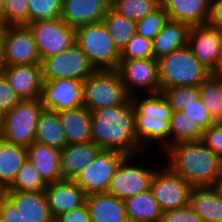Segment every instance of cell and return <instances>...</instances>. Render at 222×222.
<instances>
[{
  "label": "cell",
  "instance_id": "1",
  "mask_svg": "<svg viewBox=\"0 0 222 222\" xmlns=\"http://www.w3.org/2000/svg\"><path fill=\"white\" fill-rule=\"evenodd\" d=\"M91 141L102 150L146 156L135 138L134 106L130 99L125 104L91 112Z\"/></svg>",
  "mask_w": 222,
  "mask_h": 222
},
{
  "label": "cell",
  "instance_id": "2",
  "mask_svg": "<svg viewBox=\"0 0 222 222\" xmlns=\"http://www.w3.org/2000/svg\"><path fill=\"white\" fill-rule=\"evenodd\" d=\"M167 165L191 187L214 186L222 172V158L200 142H182L165 151Z\"/></svg>",
  "mask_w": 222,
  "mask_h": 222
},
{
  "label": "cell",
  "instance_id": "3",
  "mask_svg": "<svg viewBox=\"0 0 222 222\" xmlns=\"http://www.w3.org/2000/svg\"><path fill=\"white\" fill-rule=\"evenodd\" d=\"M131 96L135 116V138L143 152L147 153L152 142L165 151L170 147V120L172 107L161 92ZM141 99V100H140Z\"/></svg>",
  "mask_w": 222,
  "mask_h": 222
},
{
  "label": "cell",
  "instance_id": "4",
  "mask_svg": "<svg viewBox=\"0 0 222 222\" xmlns=\"http://www.w3.org/2000/svg\"><path fill=\"white\" fill-rule=\"evenodd\" d=\"M158 62L161 91L172 87H198L212 74L193 55L188 45L163 56Z\"/></svg>",
  "mask_w": 222,
  "mask_h": 222
},
{
  "label": "cell",
  "instance_id": "5",
  "mask_svg": "<svg viewBox=\"0 0 222 222\" xmlns=\"http://www.w3.org/2000/svg\"><path fill=\"white\" fill-rule=\"evenodd\" d=\"M75 43L82 49L95 70H116L120 51L104 22L75 28Z\"/></svg>",
  "mask_w": 222,
  "mask_h": 222
},
{
  "label": "cell",
  "instance_id": "6",
  "mask_svg": "<svg viewBox=\"0 0 222 222\" xmlns=\"http://www.w3.org/2000/svg\"><path fill=\"white\" fill-rule=\"evenodd\" d=\"M43 109L41 98L21 100L0 118L1 138L23 147L33 144L38 119Z\"/></svg>",
  "mask_w": 222,
  "mask_h": 222
},
{
  "label": "cell",
  "instance_id": "7",
  "mask_svg": "<svg viewBox=\"0 0 222 222\" xmlns=\"http://www.w3.org/2000/svg\"><path fill=\"white\" fill-rule=\"evenodd\" d=\"M83 106L89 111L125 104L127 93L117 70H95L83 81Z\"/></svg>",
  "mask_w": 222,
  "mask_h": 222
},
{
  "label": "cell",
  "instance_id": "8",
  "mask_svg": "<svg viewBox=\"0 0 222 222\" xmlns=\"http://www.w3.org/2000/svg\"><path fill=\"white\" fill-rule=\"evenodd\" d=\"M139 157H141L140 154L138 158L137 156L136 158L135 156H126L121 161L115 174L111 178L107 193H110L121 200H125L139 193L150 190L151 181L156 168H150L147 165L145 167L143 164L144 161L140 163L139 160H137ZM131 159L133 161H131Z\"/></svg>",
  "mask_w": 222,
  "mask_h": 222
},
{
  "label": "cell",
  "instance_id": "9",
  "mask_svg": "<svg viewBox=\"0 0 222 222\" xmlns=\"http://www.w3.org/2000/svg\"><path fill=\"white\" fill-rule=\"evenodd\" d=\"M43 81L74 79L84 81L95 69L82 49L74 43L69 49L41 60Z\"/></svg>",
  "mask_w": 222,
  "mask_h": 222
},
{
  "label": "cell",
  "instance_id": "10",
  "mask_svg": "<svg viewBox=\"0 0 222 222\" xmlns=\"http://www.w3.org/2000/svg\"><path fill=\"white\" fill-rule=\"evenodd\" d=\"M34 37L41 60L69 49L75 43V28L61 18L26 25Z\"/></svg>",
  "mask_w": 222,
  "mask_h": 222
},
{
  "label": "cell",
  "instance_id": "11",
  "mask_svg": "<svg viewBox=\"0 0 222 222\" xmlns=\"http://www.w3.org/2000/svg\"><path fill=\"white\" fill-rule=\"evenodd\" d=\"M116 70L130 96L140 91L145 94L161 92L159 62L155 58L120 59Z\"/></svg>",
  "mask_w": 222,
  "mask_h": 222
},
{
  "label": "cell",
  "instance_id": "12",
  "mask_svg": "<svg viewBox=\"0 0 222 222\" xmlns=\"http://www.w3.org/2000/svg\"><path fill=\"white\" fill-rule=\"evenodd\" d=\"M2 64L3 66L41 64L34 37L26 25L4 26Z\"/></svg>",
  "mask_w": 222,
  "mask_h": 222
},
{
  "label": "cell",
  "instance_id": "13",
  "mask_svg": "<svg viewBox=\"0 0 222 222\" xmlns=\"http://www.w3.org/2000/svg\"><path fill=\"white\" fill-rule=\"evenodd\" d=\"M125 154L113 150H101L91 164H88L74 182L86 195L107 192L111 178Z\"/></svg>",
  "mask_w": 222,
  "mask_h": 222
},
{
  "label": "cell",
  "instance_id": "14",
  "mask_svg": "<svg viewBox=\"0 0 222 222\" xmlns=\"http://www.w3.org/2000/svg\"><path fill=\"white\" fill-rule=\"evenodd\" d=\"M156 167L151 181V191L161 211L188 205L191 186L167 165Z\"/></svg>",
  "mask_w": 222,
  "mask_h": 222
},
{
  "label": "cell",
  "instance_id": "15",
  "mask_svg": "<svg viewBox=\"0 0 222 222\" xmlns=\"http://www.w3.org/2000/svg\"><path fill=\"white\" fill-rule=\"evenodd\" d=\"M41 102L44 109L56 112L83 107V81L74 79L43 81Z\"/></svg>",
  "mask_w": 222,
  "mask_h": 222
},
{
  "label": "cell",
  "instance_id": "16",
  "mask_svg": "<svg viewBox=\"0 0 222 222\" xmlns=\"http://www.w3.org/2000/svg\"><path fill=\"white\" fill-rule=\"evenodd\" d=\"M188 46L193 55L211 73H222V49L214 26L203 24L191 27Z\"/></svg>",
  "mask_w": 222,
  "mask_h": 222
},
{
  "label": "cell",
  "instance_id": "17",
  "mask_svg": "<svg viewBox=\"0 0 222 222\" xmlns=\"http://www.w3.org/2000/svg\"><path fill=\"white\" fill-rule=\"evenodd\" d=\"M1 72L21 100L41 98L43 86L41 64L3 66Z\"/></svg>",
  "mask_w": 222,
  "mask_h": 222
},
{
  "label": "cell",
  "instance_id": "18",
  "mask_svg": "<svg viewBox=\"0 0 222 222\" xmlns=\"http://www.w3.org/2000/svg\"><path fill=\"white\" fill-rule=\"evenodd\" d=\"M111 0H63L60 18L71 27L102 22Z\"/></svg>",
  "mask_w": 222,
  "mask_h": 222
},
{
  "label": "cell",
  "instance_id": "19",
  "mask_svg": "<svg viewBox=\"0 0 222 222\" xmlns=\"http://www.w3.org/2000/svg\"><path fill=\"white\" fill-rule=\"evenodd\" d=\"M44 192L54 219L62 213L82 206L86 199L84 191L71 180L49 183Z\"/></svg>",
  "mask_w": 222,
  "mask_h": 222
},
{
  "label": "cell",
  "instance_id": "20",
  "mask_svg": "<svg viewBox=\"0 0 222 222\" xmlns=\"http://www.w3.org/2000/svg\"><path fill=\"white\" fill-rule=\"evenodd\" d=\"M101 150L92 141L67 144L60 152L61 180L74 181L81 171L93 162Z\"/></svg>",
  "mask_w": 222,
  "mask_h": 222
},
{
  "label": "cell",
  "instance_id": "21",
  "mask_svg": "<svg viewBox=\"0 0 222 222\" xmlns=\"http://www.w3.org/2000/svg\"><path fill=\"white\" fill-rule=\"evenodd\" d=\"M26 222H52L54 220L44 191H3Z\"/></svg>",
  "mask_w": 222,
  "mask_h": 222
},
{
  "label": "cell",
  "instance_id": "22",
  "mask_svg": "<svg viewBox=\"0 0 222 222\" xmlns=\"http://www.w3.org/2000/svg\"><path fill=\"white\" fill-rule=\"evenodd\" d=\"M91 222H128L124 200L107 193L86 195Z\"/></svg>",
  "mask_w": 222,
  "mask_h": 222
},
{
  "label": "cell",
  "instance_id": "23",
  "mask_svg": "<svg viewBox=\"0 0 222 222\" xmlns=\"http://www.w3.org/2000/svg\"><path fill=\"white\" fill-rule=\"evenodd\" d=\"M26 151L27 160L34 164L47 184L61 181L60 149L34 142Z\"/></svg>",
  "mask_w": 222,
  "mask_h": 222
},
{
  "label": "cell",
  "instance_id": "24",
  "mask_svg": "<svg viewBox=\"0 0 222 222\" xmlns=\"http://www.w3.org/2000/svg\"><path fill=\"white\" fill-rule=\"evenodd\" d=\"M57 113L67 144L91 141V111L83 106Z\"/></svg>",
  "mask_w": 222,
  "mask_h": 222
},
{
  "label": "cell",
  "instance_id": "25",
  "mask_svg": "<svg viewBox=\"0 0 222 222\" xmlns=\"http://www.w3.org/2000/svg\"><path fill=\"white\" fill-rule=\"evenodd\" d=\"M188 204L202 222H222V197L213 186L192 187Z\"/></svg>",
  "mask_w": 222,
  "mask_h": 222
},
{
  "label": "cell",
  "instance_id": "26",
  "mask_svg": "<svg viewBox=\"0 0 222 222\" xmlns=\"http://www.w3.org/2000/svg\"><path fill=\"white\" fill-rule=\"evenodd\" d=\"M190 28L187 24L168 19L152 40L154 58L159 60L172 51L188 45Z\"/></svg>",
  "mask_w": 222,
  "mask_h": 222
},
{
  "label": "cell",
  "instance_id": "27",
  "mask_svg": "<svg viewBox=\"0 0 222 222\" xmlns=\"http://www.w3.org/2000/svg\"><path fill=\"white\" fill-rule=\"evenodd\" d=\"M165 11L170 20L190 27L207 24L210 13V0H173Z\"/></svg>",
  "mask_w": 222,
  "mask_h": 222
},
{
  "label": "cell",
  "instance_id": "28",
  "mask_svg": "<svg viewBox=\"0 0 222 222\" xmlns=\"http://www.w3.org/2000/svg\"><path fill=\"white\" fill-rule=\"evenodd\" d=\"M27 160L26 147L0 139V192L8 189Z\"/></svg>",
  "mask_w": 222,
  "mask_h": 222
},
{
  "label": "cell",
  "instance_id": "29",
  "mask_svg": "<svg viewBox=\"0 0 222 222\" xmlns=\"http://www.w3.org/2000/svg\"><path fill=\"white\" fill-rule=\"evenodd\" d=\"M128 222H160L162 211L150 190L124 200Z\"/></svg>",
  "mask_w": 222,
  "mask_h": 222
},
{
  "label": "cell",
  "instance_id": "30",
  "mask_svg": "<svg viewBox=\"0 0 222 222\" xmlns=\"http://www.w3.org/2000/svg\"><path fill=\"white\" fill-rule=\"evenodd\" d=\"M35 142L60 150L67 145V140L56 111L43 109L38 119Z\"/></svg>",
  "mask_w": 222,
  "mask_h": 222
},
{
  "label": "cell",
  "instance_id": "31",
  "mask_svg": "<svg viewBox=\"0 0 222 222\" xmlns=\"http://www.w3.org/2000/svg\"><path fill=\"white\" fill-rule=\"evenodd\" d=\"M204 129L183 111H172L170 120V146L182 142L202 141Z\"/></svg>",
  "mask_w": 222,
  "mask_h": 222
},
{
  "label": "cell",
  "instance_id": "32",
  "mask_svg": "<svg viewBox=\"0 0 222 222\" xmlns=\"http://www.w3.org/2000/svg\"><path fill=\"white\" fill-rule=\"evenodd\" d=\"M198 90L210 116L215 122H222V73H212Z\"/></svg>",
  "mask_w": 222,
  "mask_h": 222
},
{
  "label": "cell",
  "instance_id": "33",
  "mask_svg": "<svg viewBox=\"0 0 222 222\" xmlns=\"http://www.w3.org/2000/svg\"><path fill=\"white\" fill-rule=\"evenodd\" d=\"M103 22L107 26L115 46L121 52L136 33V22L115 12L111 7L105 14Z\"/></svg>",
  "mask_w": 222,
  "mask_h": 222
},
{
  "label": "cell",
  "instance_id": "34",
  "mask_svg": "<svg viewBox=\"0 0 222 222\" xmlns=\"http://www.w3.org/2000/svg\"><path fill=\"white\" fill-rule=\"evenodd\" d=\"M47 187V183L40 176L37 168L26 160L19 169L12 185L4 191H29L41 192Z\"/></svg>",
  "mask_w": 222,
  "mask_h": 222
},
{
  "label": "cell",
  "instance_id": "35",
  "mask_svg": "<svg viewBox=\"0 0 222 222\" xmlns=\"http://www.w3.org/2000/svg\"><path fill=\"white\" fill-rule=\"evenodd\" d=\"M110 7L132 21H139L157 9V0H111Z\"/></svg>",
  "mask_w": 222,
  "mask_h": 222
},
{
  "label": "cell",
  "instance_id": "36",
  "mask_svg": "<svg viewBox=\"0 0 222 222\" xmlns=\"http://www.w3.org/2000/svg\"><path fill=\"white\" fill-rule=\"evenodd\" d=\"M0 24L19 26L29 24L27 0H2L0 3Z\"/></svg>",
  "mask_w": 222,
  "mask_h": 222
},
{
  "label": "cell",
  "instance_id": "37",
  "mask_svg": "<svg viewBox=\"0 0 222 222\" xmlns=\"http://www.w3.org/2000/svg\"><path fill=\"white\" fill-rule=\"evenodd\" d=\"M29 23L60 18L63 0H27Z\"/></svg>",
  "mask_w": 222,
  "mask_h": 222
},
{
  "label": "cell",
  "instance_id": "38",
  "mask_svg": "<svg viewBox=\"0 0 222 222\" xmlns=\"http://www.w3.org/2000/svg\"><path fill=\"white\" fill-rule=\"evenodd\" d=\"M168 19L165 9L158 7L152 13L136 22V34L153 40Z\"/></svg>",
  "mask_w": 222,
  "mask_h": 222
},
{
  "label": "cell",
  "instance_id": "39",
  "mask_svg": "<svg viewBox=\"0 0 222 222\" xmlns=\"http://www.w3.org/2000/svg\"><path fill=\"white\" fill-rule=\"evenodd\" d=\"M173 111H183V107L200 99L197 86L172 87L161 91Z\"/></svg>",
  "mask_w": 222,
  "mask_h": 222
},
{
  "label": "cell",
  "instance_id": "40",
  "mask_svg": "<svg viewBox=\"0 0 222 222\" xmlns=\"http://www.w3.org/2000/svg\"><path fill=\"white\" fill-rule=\"evenodd\" d=\"M154 58L152 40L138 34L127 42L120 52V59H148Z\"/></svg>",
  "mask_w": 222,
  "mask_h": 222
},
{
  "label": "cell",
  "instance_id": "41",
  "mask_svg": "<svg viewBox=\"0 0 222 222\" xmlns=\"http://www.w3.org/2000/svg\"><path fill=\"white\" fill-rule=\"evenodd\" d=\"M183 112L186 116L197 122L204 130L216 123L201 99L184 106Z\"/></svg>",
  "mask_w": 222,
  "mask_h": 222
},
{
  "label": "cell",
  "instance_id": "42",
  "mask_svg": "<svg viewBox=\"0 0 222 222\" xmlns=\"http://www.w3.org/2000/svg\"><path fill=\"white\" fill-rule=\"evenodd\" d=\"M21 99L10 87L5 75L0 72V118L8 111L12 110Z\"/></svg>",
  "mask_w": 222,
  "mask_h": 222
},
{
  "label": "cell",
  "instance_id": "43",
  "mask_svg": "<svg viewBox=\"0 0 222 222\" xmlns=\"http://www.w3.org/2000/svg\"><path fill=\"white\" fill-rule=\"evenodd\" d=\"M160 222H202L199 215L189 206L163 211Z\"/></svg>",
  "mask_w": 222,
  "mask_h": 222
},
{
  "label": "cell",
  "instance_id": "44",
  "mask_svg": "<svg viewBox=\"0 0 222 222\" xmlns=\"http://www.w3.org/2000/svg\"><path fill=\"white\" fill-rule=\"evenodd\" d=\"M201 142L222 158V122L205 129Z\"/></svg>",
  "mask_w": 222,
  "mask_h": 222
},
{
  "label": "cell",
  "instance_id": "45",
  "mask_svg": "<svg viewBox=\"0 0 222 222\" xmlns=\"http://www.w3.org/2000/svg\"><path fill=\"white\" fill-rule=\"evenodd\" d=\"M0 222H26L12 201L0 192Z\"/></svg>",
  "mask_w": 222,
  "mask_h": 222
},
{
  "label": "cell",
  "instance_id": "46",
  "mask_svg": "<svg viewBox=\"0 0 222 222\" xmlns=\"http://www.w3.org/2000/svg\"><path fill=\"white\" fill-rule=\"evenodd\" d=\"M56 222H91L90 212L86 203L71 211L60 214Z\"/></svg>",
  "mask_w": 222,
  "mask_h": 222
},
{
  "label": "cell",
  "instance_id": "47",
  "mask_svg": "<svg viewBox=\"0 0 222 222\" xmlns=\"http://www.w3.org/2000/svg\"><path fill=\"white\" fill-rule=\"evenodd\" d=\"M208 25H222V0H210V13L207 21Z\"/></svg>",
  "mask_w": 222,
  "mask_h": 222
},
{
  "label": "cell",
  "instance_id": "48",
  "mask_svg": "<svg viewBox=\"0 0 222 222\" xmlns=\"http://www.w3.org/2000/svg\"><path fill=\"white\" fill-rule=\"evenodd\" d=\"M213 187L217 190L219 195L222 197V172L216 179V182Z\"/></svg>",
  "mask_w": 222,
  "mask_h": 222
},
{
  "label": "cell",
  "instance_id": "49",
  "mask_svg": "<svg viewBox=\"0 0 222 222\" xmlns=\"http://www.w3.org/2000/svg\"><path fill=\"white\" fill-rule=\"evenodd\" d=\"M3 29H4V27L0 24V72H1V69L3 67V64H2V36H3Z\"/></svg>",
  "mask_w": 222,
  "mask_h": 222
},
{
  "label": "cell",
  "instance_id": "50",
  "mask_svg": "<svg viewBox=\"0 0 222 222\" xmlns=\"http://www.w3.org/2000/svg\"><path fill=\"white\" fill-rule=\"evenodd\" d=\"M173 0H157L158 6L166 8Z\"/></svg>",
  "mask_w": 222,
  "mask_h": 222
},
{
  "label": "cell",
  "instance_id": "51",
  "mask_svg": "<svg viewBox=\"0 0 222 222\" xmlns=\"http://www.w3.org/2000/svg\"><path fill=\"white\" fill-rule=\"evenodd\" d=\"M218 35H219V39H220V45H221V49H222V25H217L215 26Z\"/></svg>",
  "mask_w": 222,
  "mask_h": 222
}]
</instances>
